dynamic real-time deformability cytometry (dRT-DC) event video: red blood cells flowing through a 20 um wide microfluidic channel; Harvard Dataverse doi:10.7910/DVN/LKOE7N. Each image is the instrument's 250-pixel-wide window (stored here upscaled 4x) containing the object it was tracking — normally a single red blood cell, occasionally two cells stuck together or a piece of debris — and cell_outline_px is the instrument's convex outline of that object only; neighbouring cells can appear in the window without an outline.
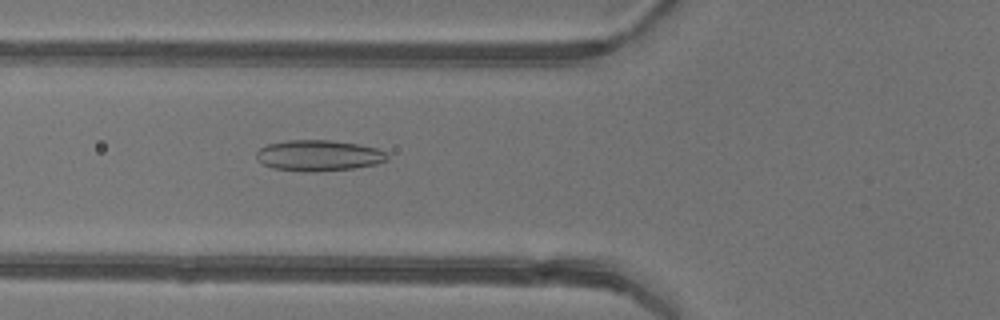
{"species": "common noctule bat (a hibernating species)", "species_latin": "Nyctalus noctula", "temperature_condition": "warm", "stored_images_in_passage": 49, "camera_frame_rate_fps": 3000, "um_per_image_px": 0.085, "animal": {"sex": "female"}, "frame": {"image": 1, "passage_image": 19, "time_ms": 6.0, "image_size_px": [1000, 320], "cell_outline_px": [[388, 160], [376, 164], [352, 168], [308, 172], [272, 168], [264, 164], [256, 156], [256, 152], [260, 148], [268, 144], [288, 140], [328, 140], [356, 144], [376, 148], [384, 152], [388, 156]], "centroid_in_image_um": [27.07, 13.22], "position_along_channel_um": 98.7, "area_um2": 23.24}}
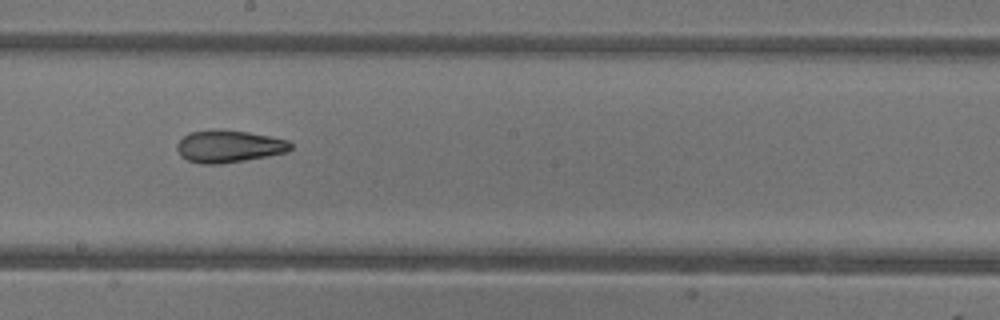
{"frame": {"image": 2, "passage_image": 28, "time_ms": 9.0, "image_size_px": [1000, 320], "cell_outline_px": [[292, 148], [288, 152], [268, 156], [220, 164], [200, 164], [188, 160], [180, 156], [176, 148], [176, 144], [184, 136], [192, 132], [220, 128], [248, 132], [288, 140], [292, 144]], "centroid_in_image_um": [19.45, 12.43], "position_along_channel_um": 228.8, "area_um2": 21.5}}
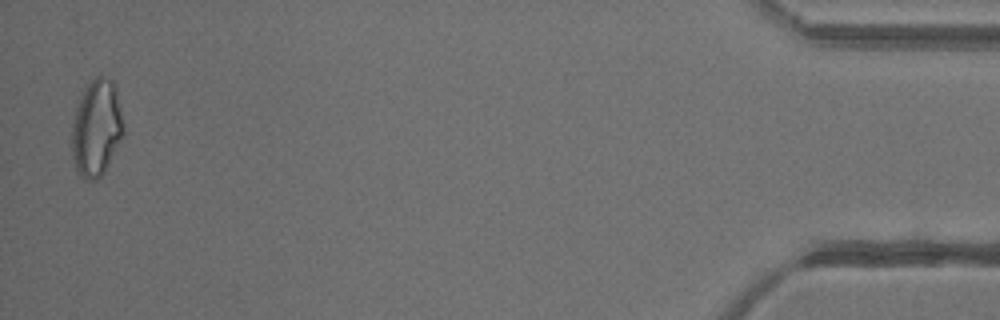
{"frame": {"image": 3, "passage_image": 48, "time_ms": 15.667, "image_size_px": [1000, 320], "cell_outline_px": [[124, 136], [104, 172], [96, 180], [84, 180], [76, 172], [72, 156], [72, 128], [76, 100], [88, 84], [96, 76], [104, 76], [112, 80], [116, 84], [124, 128]], "centroid_in_image_um": [8.2, 10.88], "position_along_channel_um": 427.0, "area_um2": 29.65}, "authors_computed_cell_mechanics": {"area_um2": 24.565, "velocity_mm_per_s": 4.3207, "shape_relaxation_time_tau1_ms": null, "shape_relaxation_time_tau2_ms": 2.232, "deformation_change_tau1": null, "deformation_change_tau2": 0.0972}}